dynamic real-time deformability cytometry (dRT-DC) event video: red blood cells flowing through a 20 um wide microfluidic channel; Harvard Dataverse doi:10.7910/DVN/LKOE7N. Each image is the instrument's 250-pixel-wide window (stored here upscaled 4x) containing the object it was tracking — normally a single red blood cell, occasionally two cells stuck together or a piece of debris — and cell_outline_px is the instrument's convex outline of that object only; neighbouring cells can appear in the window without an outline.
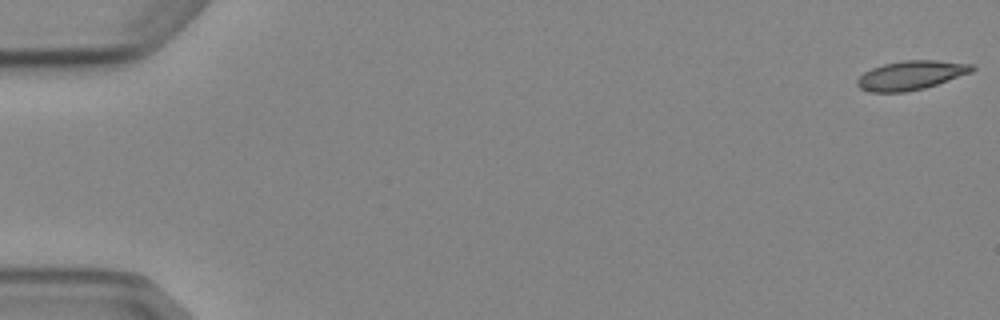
{"species": "Egyptian fruit bat (a non-hibernating species)", "species_latin": "Rousettus aegyptiacus", "temperature_condition": "cold", "stored_images_in_passage": 6, "camera_frame_rate_fps": 3000, "um_per_image_px": 0.085, "animal": {"sex": "female"}, "frame": {"image": 1, "passage_image": 1, "time_ms": 0.0, "image_size_px": [1000, 320], "cell_outline_px": [[976, 68], [972, 72], [924, 88], [904, 92], [872, 92], [860, 88], [856, 84], [856, 80], [864, 72], [872, 68], [884, 64], [904, 60], [936, 60], [972, 64]], "centroid_in_image_um": [77.42, 6.39], "position_along_channel_um": 7.6, "area_um2": 19.31}}
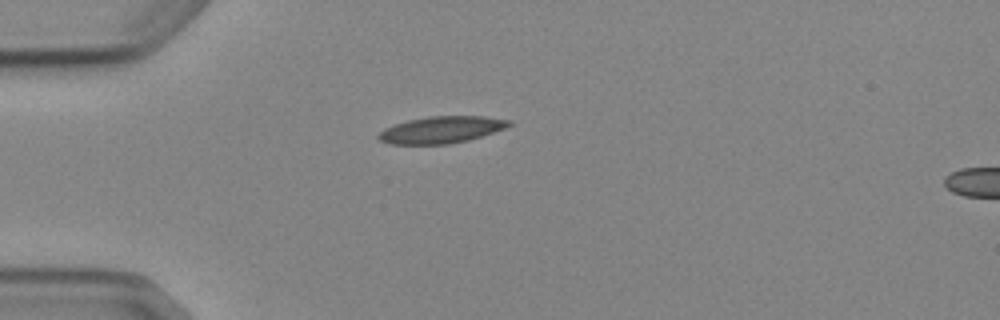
{"frame": {"image": 2, "passage_image": 5, "time_ms": 4.667, "image_size_px": [1000, 320], "cell_outline_px": [[512, 124], [504, 128], [468, 140], [448, 144], [388, 144], [380, 140], [376, 136], [384, 128], [408, 120], [428, 116], [484, 116], [512, 120]], "centroid_in_image_um": [37.5, 11.02], "position_along_channel_um": 47.5, "area_um2": 20.29}}